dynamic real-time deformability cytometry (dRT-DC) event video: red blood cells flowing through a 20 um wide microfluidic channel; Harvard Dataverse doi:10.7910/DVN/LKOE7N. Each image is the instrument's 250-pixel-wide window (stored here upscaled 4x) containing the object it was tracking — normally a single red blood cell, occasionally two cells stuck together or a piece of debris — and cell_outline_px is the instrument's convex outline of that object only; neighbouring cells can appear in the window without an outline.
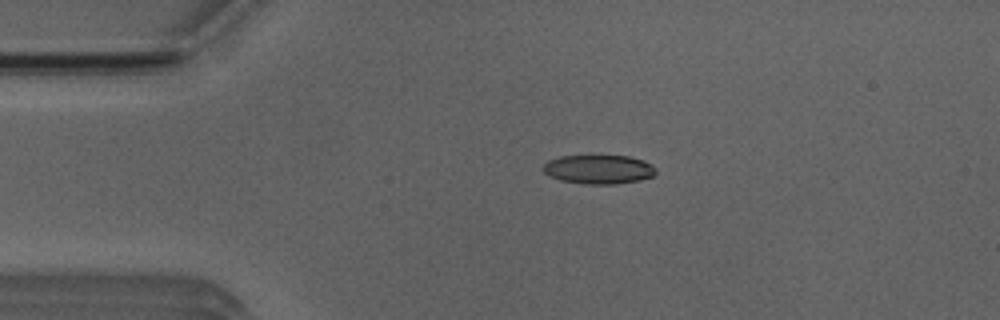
{"species": "Egyptian fruit bat (a non-hibernating species)", "species_latin": "Rousettus aegyptiacus", "temperature_condition": "room temperature", "stored_images_in_passage": 5, "camera_frame_rate_fps": 3000, "um_per_image_px": 0.085, "animal": {"sex": "male"}, "frame": {"image": 1, "passage_image": 3, "time_ms": 2.333, "image_size_px": [1000, 320], "cell_outline_px": [[656, 172], [652, 176], [640, 180], [616, 184], [584, 184], [560, 180], [544, 172], [544, 164], [548, 160], [560, 156], [628, 156], [644, 160], [652, 164], [656, 168]], "centroid_in_image_um": [50.92, 14.39], "position_along_channel_um": 34.1, "area_um2": 19.02}}